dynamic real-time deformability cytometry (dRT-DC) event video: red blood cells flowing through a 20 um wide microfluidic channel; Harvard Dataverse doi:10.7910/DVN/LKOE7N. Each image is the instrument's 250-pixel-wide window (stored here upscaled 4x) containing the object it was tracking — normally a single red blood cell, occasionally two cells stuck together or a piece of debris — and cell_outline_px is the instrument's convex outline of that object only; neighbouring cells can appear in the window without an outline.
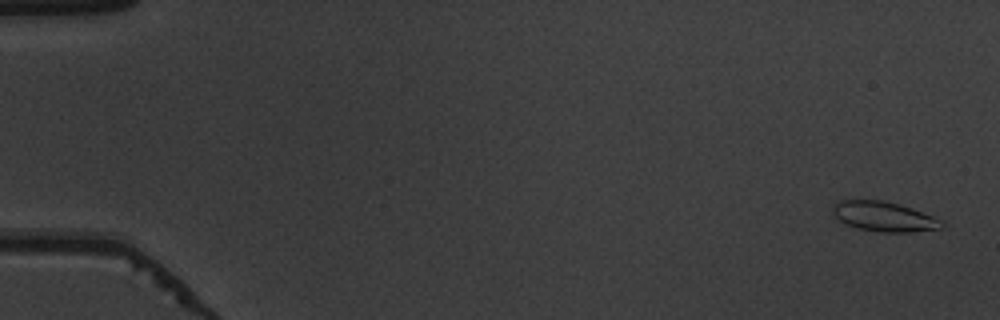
{"species": "common noctule bat (a hibernating species)", "species_latin": "Nyctalus noctula", "temperature_condition": "warm", "stored_images_in_passage": 53, "camera_frame_rate_fps": 3000, "um_per_image_px": 0.085, "animal": {"sex": "male", "body_mass_g": 19.5, "forearm_length_mm": 54.6}, "frame": {"image": 1, "passage_image": 2, "time_ms": 0.333, "image_size_px": [1000, 320], "cell_outline_px": [[944, 224], [940, 228], [912, 232], [880, 232], [860, 228], [848, 224], [840, 220], [832, 212], [832, 208], [836, 200], [884, 200], [912, 208], [944, 220]], "centroid_in_image_um": [75.16, 18.39], "position_along_channel_um": 9.8, "area_um2": 18.84}}
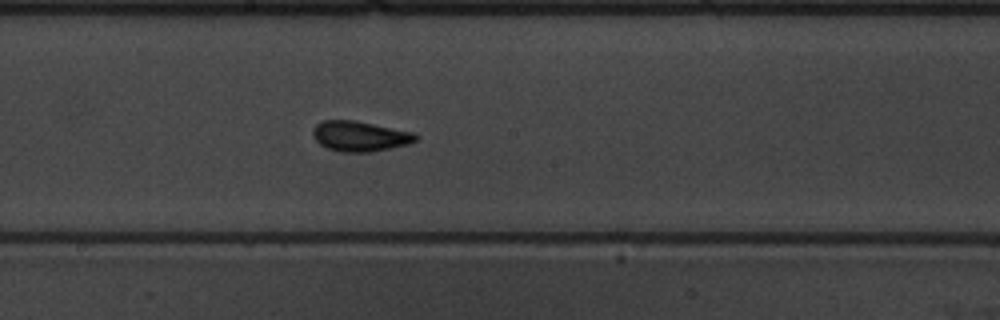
{"frame": {"image": 2, "passage_image": 30, "time_ms": 9.667, "image_size_px": [1000, 320], "cell_outline_px": [[420, 136], [416, 140], [408, 144], [372, 152], [340, 152], [328, 148], [320, 144], [312, 136], [312, 128], [320, 120], [356, 120], [416, 132]], "centroid_in_image_um": [30.6, 11.56], "position_along_channel_um": 217.6, "area_um2": 18.5}}
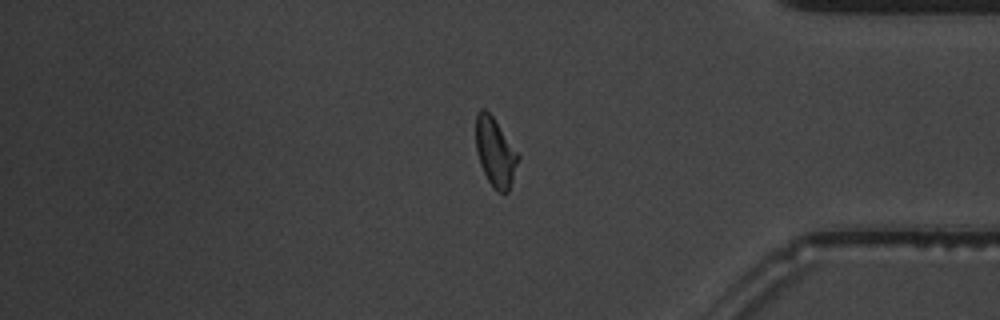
{"frame": {"image": 3, "passage_image": 45, "time_ms": 14.667, "image_size_px": [1000, 320], "cell_outline_px": [[520, 156], [508, 192], [496, 192], [492, 188], [480, 164], [476, 152], [476, 112], [480, 108], [484, 108], [492, 116]], "centroid_in_image_um": [42.07, 12.94], "position_along_channel_um": 393.1, "area_um2": 16.76}, "authors_computed_cell_mechanics": {"area_um2": 17.8024, "velocity_mm_per_s": 3.8915, "shape_relaxation_time_tau1_ms": 3.7365, "shape_relaxation_time_tau2_ms": 1.0429, "deformation_change_tau1": 0.135, "deformation_change_tau2": 0.0818}}